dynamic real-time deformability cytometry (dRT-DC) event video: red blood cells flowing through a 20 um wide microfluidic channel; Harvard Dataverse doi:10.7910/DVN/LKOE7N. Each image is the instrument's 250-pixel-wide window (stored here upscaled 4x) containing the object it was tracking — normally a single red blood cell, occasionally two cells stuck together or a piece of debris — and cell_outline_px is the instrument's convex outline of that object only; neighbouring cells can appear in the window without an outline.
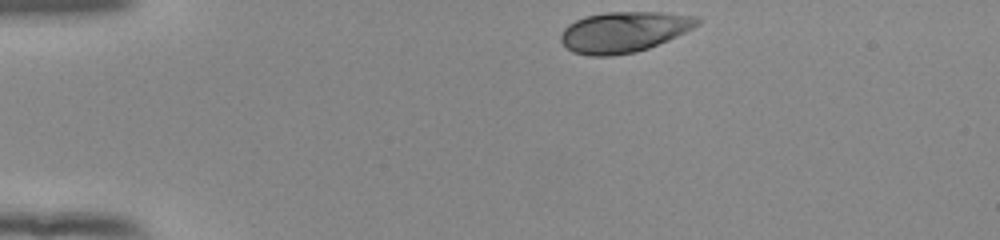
{"species": "human", "species_latin": "Homo sapiens", "temperature_condition": "room temperature", "stored_images_in_passage": 37, "camera_frame_rate_fps": 3000, "um_per_image_px": 0.085, "donor": {"sex": "female"}, "frame": {"image": 1, "passage_image": 1, "time_ms": 0.0, "image_size_px": [1000, 240], "cell_outline_px": [[700, 24], [668, 40], [648, 48], [636, 52], [612, 56], [588, 56], [572, 52], [560, 40], [560, 36], [564, 28], [568, 24], [584, 16], [608, 12], [660, 12], [700, 16]], "centroid_in_image_um": [53.03, 2.71], "position_along_channel_um": 32.0, "area_um2": 32.43}}
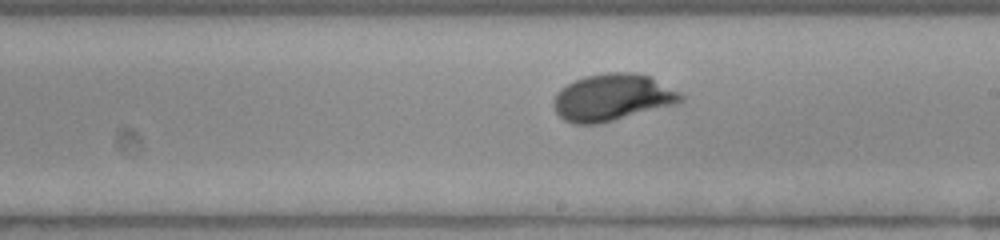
{"frame": {"image": 2, "passage_image": 22, "time_ms": 7.0, "image_size_px": [1000, 240], "cell_outline_px": [[684, 100], [676, 104], [600, 124], [572, 124], [564, 120], [556, 112], [552, 104], [552, 100], [556, 92], [560, 88], [584, 76], [608, 72], [632, 72], [652, 76], [680, 92], [684, 96]], "centroid_in_image_um": [52.05, 8.28], "position_along_channel_um": 237.0, "area_um2": 35.14}}
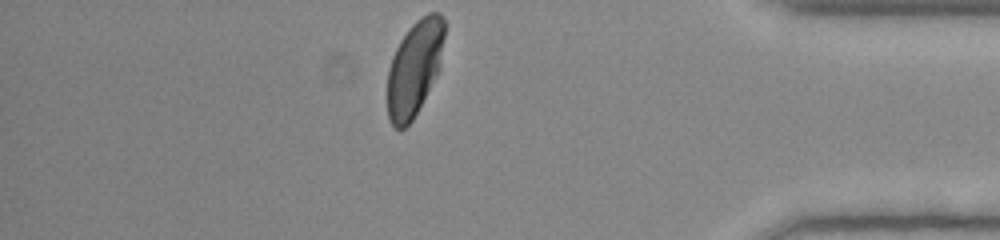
{"frame": {"image": 3, "passage_image": 37, "time_ms": 12.0, "image_size_px": [1000, 240], "cell_outline_px": [[444, 36], [440, 68], [412, 120], [400, 132], [392, 128], [388, 120], [388, 68], [392, 56], [400, 40], [408, 28], [416, 20], [428, 12], [440, 12], [444, 20]], "centroid_in_image_um": [35.21, 5.79], "position_along_channel_um": 400.0, "area_um2": 31.73}, "authors_computed_cell_mechanics": {"area_um2": 33.4662, "velocity_mm_per_s": 3.8524, "shape_relaxation_time_tau1_ms": 2.467, "shape_relaxation_time_tau2_ms": null, "deformation_change_tau1": 0.1637, "deformation_change_tau2": null}}